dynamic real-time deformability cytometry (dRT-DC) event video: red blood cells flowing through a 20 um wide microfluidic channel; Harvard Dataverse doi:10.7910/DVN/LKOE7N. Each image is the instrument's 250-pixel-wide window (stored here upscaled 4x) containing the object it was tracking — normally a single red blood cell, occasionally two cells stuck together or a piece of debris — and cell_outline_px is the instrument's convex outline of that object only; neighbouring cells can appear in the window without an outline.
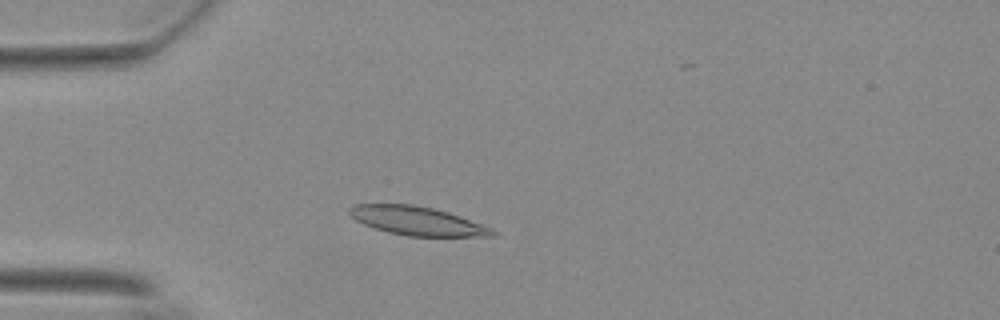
{"species": "Egyptian fruit bat (a non-hibernating species)", "species_latin": "Rousettus aegyptiacus", "temperature_condition": "warm", "stored_images_in_passage": 54, "camera_frame_rate_fps": 3000, "um_per_image_px": 0.085, "animal": {"sex": "female"}, "frame": {"image": 1, "passage_image": 13, "time_ms": 4.0, "image_size_px": [1000, 320], "cell_outline_px": [[496, 232], [492, 236], [408, 236], [388, 232], [364, 224], [356, 220], [348, 212], [348, 208], [356, 204], [412, 204], [432, 208], [448, 212], [460, 216], [492, 228]], "centroid_in_image_um": [35.44, 18.77], "position_along_channel_um": 49.6, "area_um2": 23.64}}
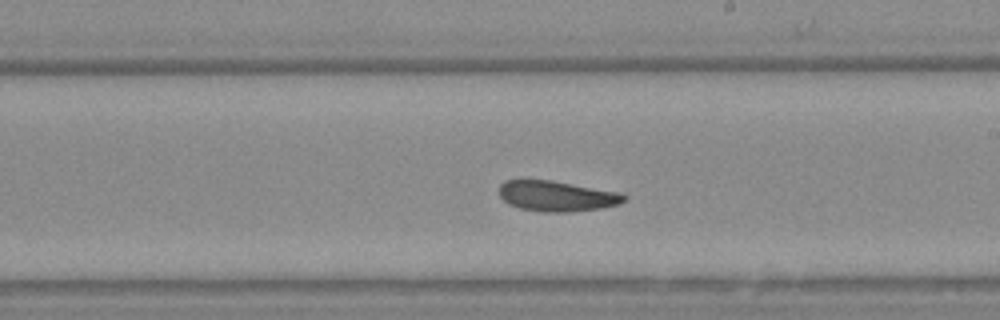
{"frame": {"image": 2, "passage_image": 30, "time_ms": 9.667, "image_size_px": [1000, 320], "cell_outline_px": [[628, 200], [620, 204], [600, 208], [568, 212], [540, 212], [520, 208], [508, 204], [500, 196], [500, 184], [504, 180], [520, 176], [552, 180], [624, 192], [628, 196]], "centroid_in_image_um": [47.32, 16.62], "position_along_channel_um": 241.7, "area_um2": 23.29}}
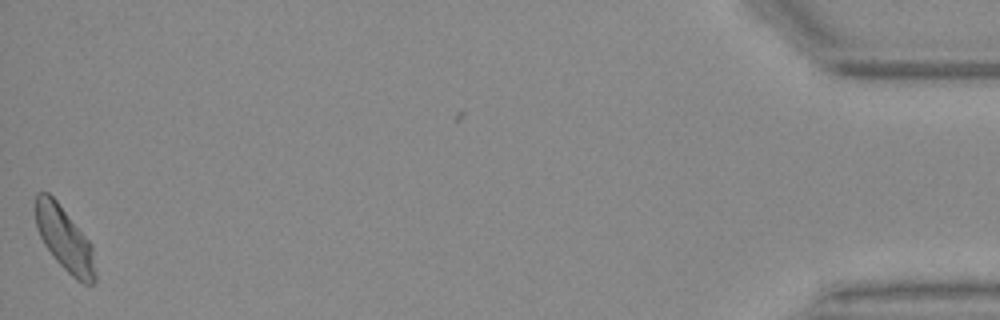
{"frame": {"image": 3, "passage_image": 53, "time_ms": 17.333, "image_size_px": [1000, 320], "cell_outline_px": [[96, 280], [92, 284], [84, 284], [76, 280], [52, 256], [44, 244], [36, 228], [36, 192], [48, 192], [56, 200], [92, 244], [96, 272]], "centroid_in_image_um": [5.5, 20.34], "position_along_channel_um": 429.7, "area_um2": 22.25}, "authors_computed_cell_mechanics": {"area_um2": 22.7154, "velocity_mm_per_s": 3.6774, "shape_relaxation_time_tau1_ms": 9.2737, "shape_relaxation_time_tau2_ms": 3.215, "deformation_change_tau1": 0.1509, "deformation_change_tau2": 0.0866}}